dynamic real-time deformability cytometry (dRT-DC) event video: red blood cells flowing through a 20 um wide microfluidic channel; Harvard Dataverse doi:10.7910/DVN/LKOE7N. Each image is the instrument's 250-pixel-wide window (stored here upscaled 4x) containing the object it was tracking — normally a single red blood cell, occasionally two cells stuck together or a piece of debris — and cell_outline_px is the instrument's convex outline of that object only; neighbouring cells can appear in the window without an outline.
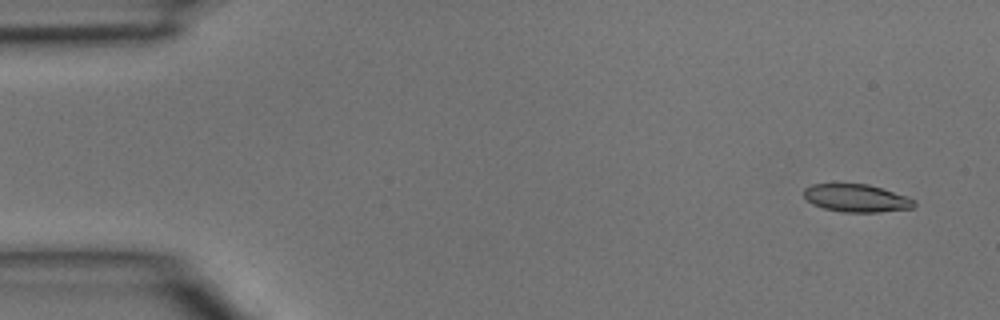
{"species": "common noctule bat (a hibernating species)", "species_latin": "Nyctalus noctula", "temperature_condition": "room temperature", "stored_images_in_passage": 5, "camera_frame_rate_fps": 3000, "um_per_image_px": 0.085, "animal": {"sex": "male", "body_mass_g": 15.6}, "frame": {"image": 1, "passage_image": 1, "time_ms": 0.0, "image_size_px": [1000, 320], "cell_outline_px": [[916, 204], [912, 208], [880, 212], [844, 212], [824, 208], [812, 204], [804, 196], [804, 188], [812, 184], [868, 184], [916, 200]], "centroid_in_image_um": [72.78, 16.84], "position_along_channel_um": 12.2, "area_um2": 17.63}}